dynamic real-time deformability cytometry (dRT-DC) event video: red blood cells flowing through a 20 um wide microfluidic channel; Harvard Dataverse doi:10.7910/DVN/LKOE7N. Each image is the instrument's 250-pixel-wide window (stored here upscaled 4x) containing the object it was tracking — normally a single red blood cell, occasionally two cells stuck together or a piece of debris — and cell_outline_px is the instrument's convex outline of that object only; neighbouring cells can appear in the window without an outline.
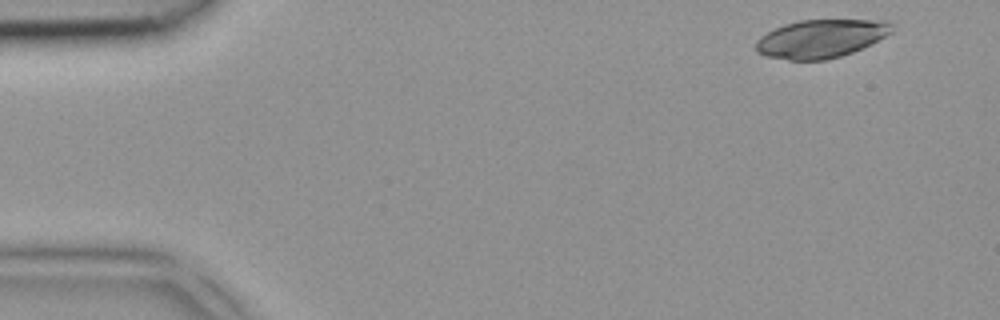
{"species": "common noctule bat (a hibernating species)", "species_latin": "Nyctalus noctula", "temperature_condition": "room temperature", "stored_images_in_passage": 5, "camera_frame_rate_fps": 3000, "um_per_image_px": 0.085, "animal": {"sex": "female", "body_mass_g": 18.4}, "frame": {"image": 1, "passage_image": 1, "time_ms": 0.0, "image_size_px": [1000, 320], "cell_outline_px": [[892, 32], [852, 52], [840, 56], [824, 60], [788, 60], [764, 56], [756, 52], [756, 40], [760, 36], [784, 24], [800, 20], [884, 20], [892, 24]], "centroid_in_image_um": [69.72, 3.28], "position_along_channel_um": 15.3, "area_um2": 30.06}}